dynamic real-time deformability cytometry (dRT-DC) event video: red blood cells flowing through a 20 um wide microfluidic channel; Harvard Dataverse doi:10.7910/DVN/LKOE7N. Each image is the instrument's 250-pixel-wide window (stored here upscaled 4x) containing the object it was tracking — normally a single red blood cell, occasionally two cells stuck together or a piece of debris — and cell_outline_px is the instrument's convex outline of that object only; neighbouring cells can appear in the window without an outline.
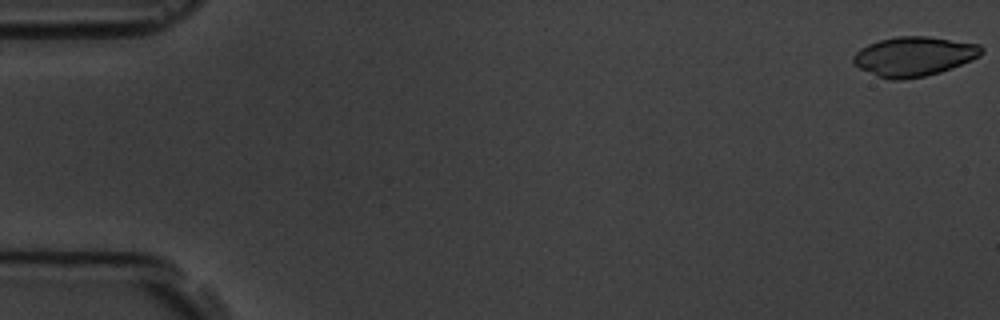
{"species": "common noctule bat (a hibernating species)", "species_latin": "Nyctalus noctula", "temperature_condition": "room temperature", "stored_images_in_passage": 7, "camera_frame_rate_fps": 3000, "um_per_image_px": 0.085, "animal": {"sex": "male", "body_mass_g": 19.5, "forearm_length_mm": 54.6}, "frame": {"image": 1, "passage_image": 1, "time_ms": 0.0, "image_size_px": [1000, 320], "cell_outline_px": [[984, 52], [980, 56], [940, 72], [924, 76], [900, 80], [888, 80], [876, 76], [860, 68], [852, 60], [852, 56], [860, 48], [868, 44], [880, 40], [896, 36], [928, 36], [980, 44], [984, 48]], "centroid_in_image_um": [77.68, 4.79], "position_along_channel_um": 7.3, "area_um2": 29.48}}